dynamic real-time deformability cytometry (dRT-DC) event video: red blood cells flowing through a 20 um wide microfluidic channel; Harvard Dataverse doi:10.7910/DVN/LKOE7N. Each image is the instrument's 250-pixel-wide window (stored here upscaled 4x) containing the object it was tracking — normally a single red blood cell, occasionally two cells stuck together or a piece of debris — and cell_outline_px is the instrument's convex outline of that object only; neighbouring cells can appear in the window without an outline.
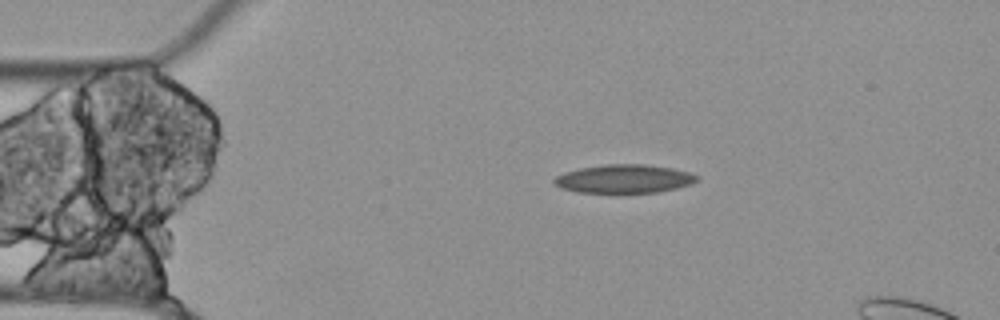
{"species": "Egyptian fruit bat (a non-hibernating species)", "species_latin": "Rousettus aegyptiacus", "temperature_condition": "cold", "stored_images_in_passage": 41, "camera_frame_rate_fps": 3000, "um_per_image_px": 0.085, "animal": {"sex": "female"}, "frame": {"image": 1, "passage_image": 1, "time_ms": 0.0, "image_size_px": [1000, 320], "cell_outline_px": [[700, 180], [692, 184], [676, 188], [656, 192], [620, 196], [576, 192], [560, 188], [552, 184], [552, 180], [556, 176], [564, 172], [580, 168], [604, 164], [644, 164], [672, 168], [688, 172], [700, 176]], "centroid_in_image_um": [53.01, 15.25], "position_along_channel_um": 32.0, "area_um2": 24.97}}
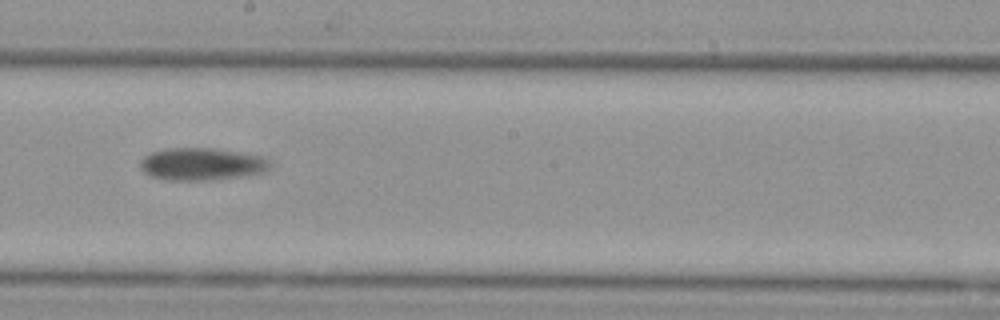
{"frame": {"image": 2, "passage_image": 21, "time_ms": 6.667, "image_size_px": [1000, 320], "cell_outline_px": [[272, 164], [264, 172], [240, 176], [204, 180], [168, 180], [152, 176], [144, 172], [140, 168], [140, 160], [144, 156], [152, 152], [168, 148], [216, 148], [264, 156]], "centroid_in_image_um": [17.14, 13.93], "position_along_channel_um": 231.1, "area_um2": 24.45}}
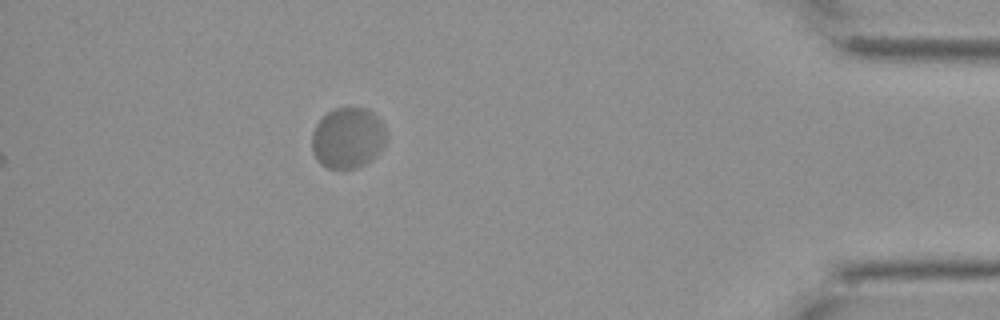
{"frame": {"image": 3, "passage_image": 41, "time_ms": 13.333, "image_size_px": [1000, 320], "cell_outline_px": [[384, 148], [372, 160], [356, 168], [328, 168], [320, 164], [316, 160], [312, 152], [312, 132], [316, 124], [332, 108], [368, 108], [384, 124]], "centroid_in_image_um": [29.55, 11.73], "position_along_channel_um": 405.7, "area_um2": 26.47}, "authors_computed_cell_mechanics": {"area_um2": 24.276, "velocity_mm_per_s": 3.369, "shape_relaxation_time_tau1_ms": 0.1415, "shape_relaxation_time_tau2_ms": null, "deformation_change_tau1": null, "deformation_change_tau2": null}}